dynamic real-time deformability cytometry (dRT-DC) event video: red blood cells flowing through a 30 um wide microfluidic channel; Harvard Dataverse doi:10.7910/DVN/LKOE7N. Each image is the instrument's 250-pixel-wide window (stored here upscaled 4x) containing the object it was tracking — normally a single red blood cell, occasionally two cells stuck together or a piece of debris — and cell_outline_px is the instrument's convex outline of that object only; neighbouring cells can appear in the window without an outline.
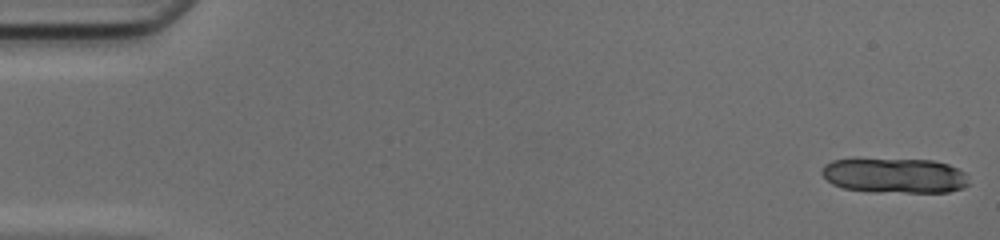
{"species": "common noctule bat (a hibernating species)", "species_latin": "Nyctalus noctula", "temperature_condition": "cold", "stored_images_in_passage": 14, "camera_frame_rate_fps": 3000, "um_per_image_px": 0.085, "animal": {"sex": "female", "body_mass_g": 17.0, "forearm_length_mm": 48.0}, "frame": {"image": 1, "passage_image": 1, "time_ms": 0.0, "image_size_px": [1000, 240], "cell_outline_px": [[968, 184], [964, 188], [948, 192], [872, 192], [844, 188], [832, 184], [820, 172], [824, 164], [832, 160], [856, 156], [932, 160], [948, 164], [964, 172]], "centroid_in_image_um": [75.96, 14.87], "position_along_channel_um": 9.0, "area_um2": 31.1}}